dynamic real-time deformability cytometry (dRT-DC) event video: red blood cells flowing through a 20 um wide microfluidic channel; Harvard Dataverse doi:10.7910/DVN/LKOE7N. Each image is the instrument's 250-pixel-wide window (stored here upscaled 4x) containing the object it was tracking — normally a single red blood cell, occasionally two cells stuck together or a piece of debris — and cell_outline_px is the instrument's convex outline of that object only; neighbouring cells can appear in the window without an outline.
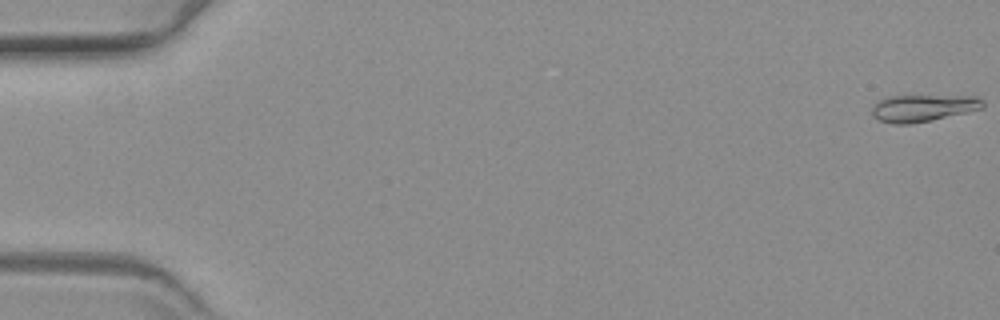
{"species": "common noctule bat (a hibernating species)", "species_latin": "Nyctalus noctula", "temperature_condition": "warm", "stored_images_in_passage": 13, "camera_frame_rate_fps": 3000, "um_per_image_px": 0.085, "animal": {"sex": "female", "body_mass_g": 19.3, "forearm_length_mm": 54.1}, "frame": {"image": 1, "passage_image": 1, "time_ms": 0.0, "image_size_px": [1000, 320], "cell_outline_px": [[984, 108], [968, 112], [932, 120], [912, 124], [892, 124], [880, 120], [872, 116], [872, 104], [876, 100], [888, 96], [976, 96], [984, 100]], "centroid_in_image_um": [78.44, 9.18], "position_along_channel_um": 6.6, "area_um2": 17.69}}